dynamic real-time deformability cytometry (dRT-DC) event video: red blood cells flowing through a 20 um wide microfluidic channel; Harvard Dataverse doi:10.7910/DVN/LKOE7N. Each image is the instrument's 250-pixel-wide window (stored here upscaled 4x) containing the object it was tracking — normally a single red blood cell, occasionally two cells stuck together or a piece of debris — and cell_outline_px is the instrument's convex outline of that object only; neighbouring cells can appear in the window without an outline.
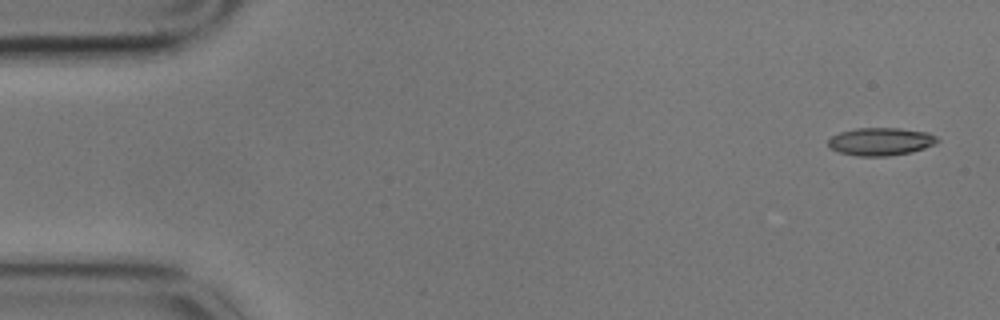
{"species": "common noctule bat (a hibernating species)", "species_latin": "Nyctalus noctula", "temperature_condition": "cold", "stored_images_in_passage": 4, "camera_frame_rate_fps": 3000, "um_per_image_px": 0.085, "animal": {"sex": "male", "body_mass_g": 17.9}, "frame": {"image": 1, "passage_image": 1, "time_ms": 0.0, "image_size_px": [1000, 320], "cell_outline_px": [[940, 140], [936, 144], [912, 152], [888, 156], [856, 156], [840, 152], [832, 148], [828, 144], [828, 140], [832, 136], [840, 132], [856, 128], [900, 128], [928, 132], [936, 136]], "centroid_in_image_um": [74.9, 12.03], "position_along_channel_um": 10.1, "area_um2": 17.74}}
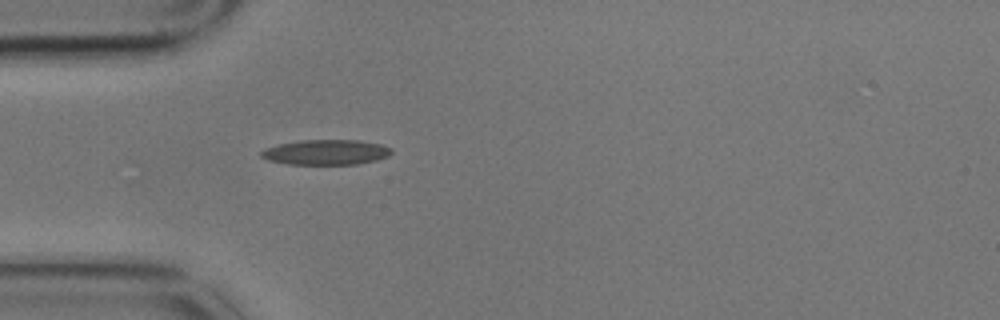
{"frame": {"image": 2, "passage_image": 4, "time_ms": 1.0, "image_size_px": [1000, 320], "cell_outline_px": [[392, 152], [388, 156], [376, 160], [356, 164], [288, 164], [268, 160], [260, 156], [260, 152], [264, 148], [280, 144], [300, 140], [356, 140], [380, 144], [392, 148]], "centroid_in_image_um": [27.69, 12.94], "position_along_channel_um": 57.3, "area_um2": 19.02}}